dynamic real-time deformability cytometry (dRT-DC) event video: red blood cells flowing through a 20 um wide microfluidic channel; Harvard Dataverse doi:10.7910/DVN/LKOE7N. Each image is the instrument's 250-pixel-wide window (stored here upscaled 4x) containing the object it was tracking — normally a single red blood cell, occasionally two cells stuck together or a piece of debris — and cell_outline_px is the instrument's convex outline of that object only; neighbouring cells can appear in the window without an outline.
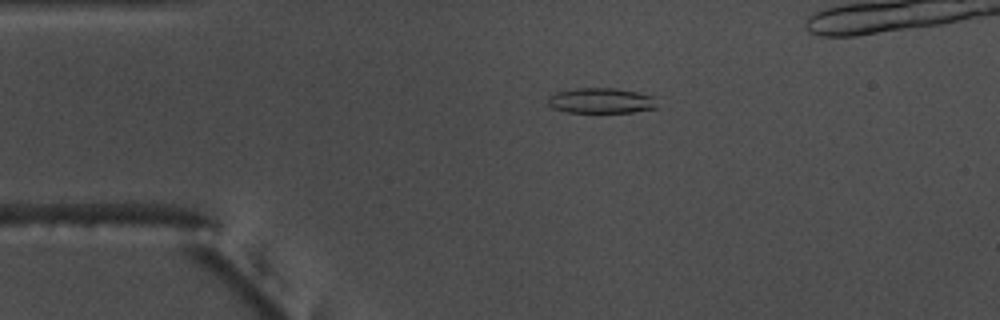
{"species": "common noctule bat (a hibernating species)", "species_latin": "Nyctalus noctula", "temperature_condition": "warm", "stored_images_in_passage": 46, "camera_frame_rate_fps": 3000, "um_per_image_px": 0.085, "animal": {"sex": "male", "body_mass_g": 17.5, "forearm_length_mm": 52.3}, "frame": {"image": 1, "passage_image": 9, "time_ms": 2.667, "image_size_px": [1000, 320], "cell_outline_px": [[660, 108], [632, 112], [568, 112], [552, 108], [548, 104], [548, 96], [556, 92], [576, 88], [616, 88], [636, 92], [652, 96]], "centroid_in_image_um": [51.09, 8.56], "position_along_channel_um": 33.9, "area_um2": 16.18}}
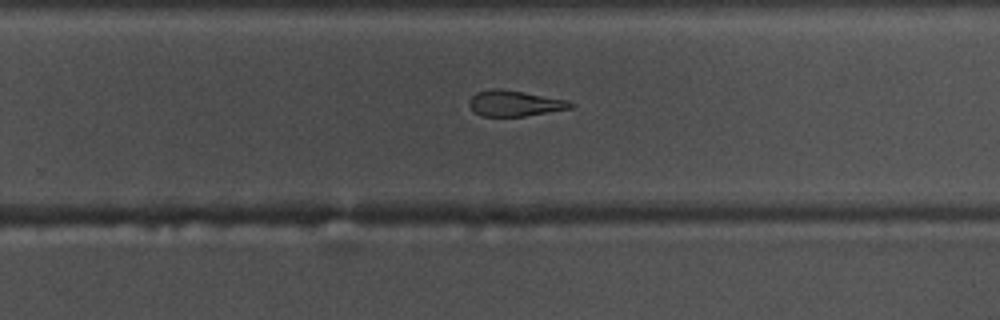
{"frame": {"image": 2, "passage_image": 32, "time_ms": 10.333, "image_size_px": [1000, 320], "cell_outline_px": [[576, 104], [572, 108], [524, 116], [484, 116], [476, 112], [468, 104], [468, 100], [476, 92], [488, 88], [500, 88], [568, 100]], "centroid_in_image_um": [43.74, 8.77], "position_along_channel_um": 286.1, "area_um2": 15.2}}
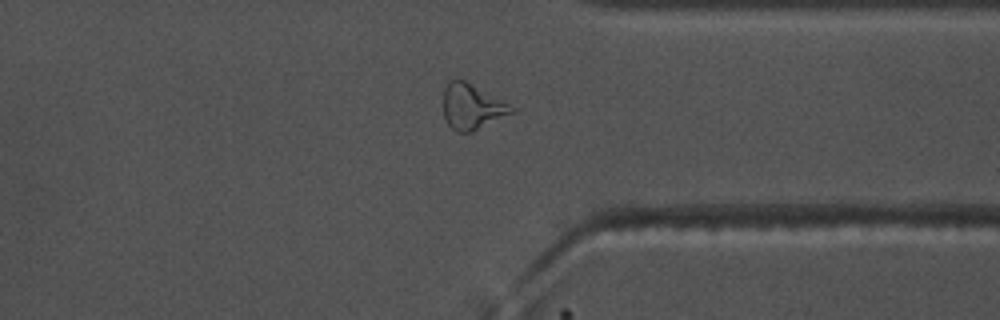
{"frame": {"image": 3, "passage_image": 39, "time_ms": 12.667, "image_size_px": [1000, 320], "cell_outline_px": [[516, 108], [512, 112], [472, 132], [456, 132], [448, 124], [444, 116], [444, 88], [448, 80], [456, 76], [464, 80]], "centroid_in_image_um": [40.05, 9.04], "position_along_channel_um": 371.3, "area_um2": 17.8}}